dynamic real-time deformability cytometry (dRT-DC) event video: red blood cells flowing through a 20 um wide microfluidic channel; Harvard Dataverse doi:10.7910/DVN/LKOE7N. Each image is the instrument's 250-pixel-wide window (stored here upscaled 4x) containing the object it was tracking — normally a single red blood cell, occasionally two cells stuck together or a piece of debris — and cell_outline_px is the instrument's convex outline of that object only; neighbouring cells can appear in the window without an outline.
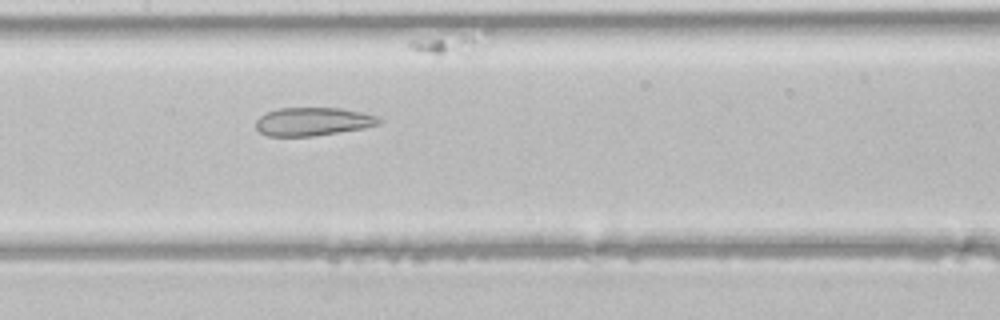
{"species": "common noctule bat (a hibernating species)", "species_latin": "Nyctalus noctula", "temperature_condition": "room temperature", "stored_images_in_passage": 20, "camera_frame_rate_fps": 3000, "um_per_image_px": 0.085, "animal": {"sex": "male", "body_mass_g": 21.5, "forearm_length_mm": 52.0}, "frame": {"image": 1, "passage_image": 9, "time_ms": 2.667, "image_size_px": [1000, 320], "cell_outline_px": [[384, 120], [380, 124], [364, 128], [312, 136], [268, 136], [260, 132], [256, 128], [256, 120], [260, 116], [268, 112], [280, 108], [340, 108], [380, 116]], "centroid_in_image_um": [26.64, 10.33], "position_along_channel_um": 180.8, "area_um2": 20.29}}
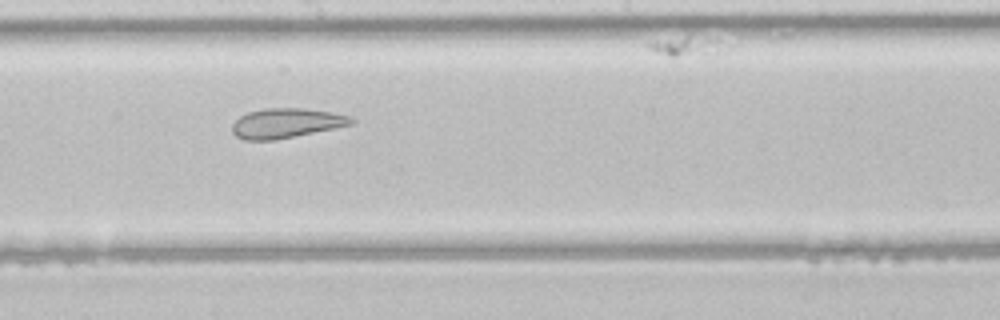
{"frame": {"image": 2, "passage_image": 12, "time_ms": 3.667, "image_size_px": [1000, 320], "cell_outline_px": [[356, 120], [352, 124], [336, 128], [272, 140], [244, 140], [236, 136], [232, 132], [232, 124], [240, 116], [248, 112], [264, 108], [304, 108], [328, 112], [348, 116]], "centroid_in_image_um": [24.29, 10.46], "position_along_channel_um": 223.9, "area_um2": 20.4}}